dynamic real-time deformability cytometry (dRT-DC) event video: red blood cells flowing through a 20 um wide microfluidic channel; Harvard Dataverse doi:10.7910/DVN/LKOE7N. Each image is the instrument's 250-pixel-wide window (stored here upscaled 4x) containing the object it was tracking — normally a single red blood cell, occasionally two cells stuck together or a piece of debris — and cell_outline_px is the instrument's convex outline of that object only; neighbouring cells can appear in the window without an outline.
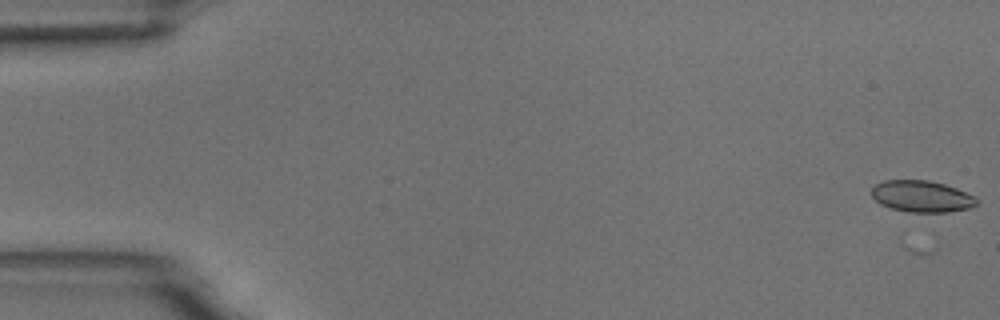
{"species": "common noctule bat (a hibernating species)", "species_latin": "Nyctalus noctula", "temperature_condition": "room temperature", "stored_images_in_passage": 57, "camera_frame_rate_fps": 3000, "um_per_image_px": 0.085, "animal": {"sex": "male", "body_mass_g": 18.8}, "frame": {"image": 1, "passage_image": 3, "time_ms": 0.667, "image_size_px": [1000, 320], "cell_outline_px": [[980, 200], [976, 204], [968, 208], [948, 212], [908, 212], [892, 208], [880, 204], [872, 196], [872, 188], [876, 184], [884, 180], [928, 180], [944, 184], [956, 188]], "centroid_in_image_um": [78.33, 16.69], "position_along_channel_um": 6.7, "area_um2": 19.13}}
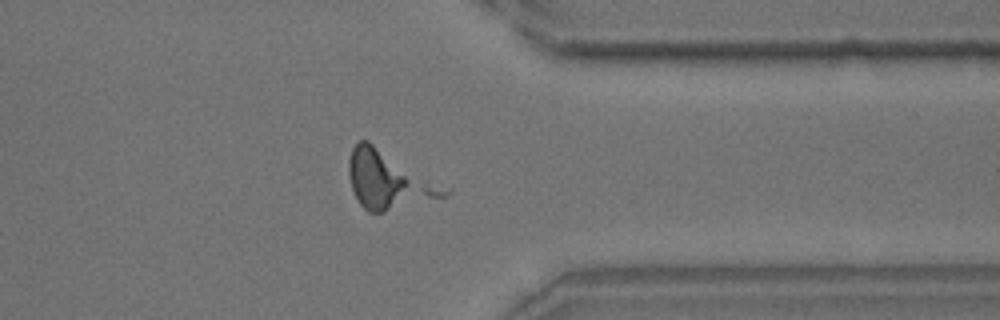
{"frame": {"image": 2, "passage_image": 46, "time_ms": 15.0, "image_size_px": [1000, 320], "cell_outline_px": [[452, 192], [448, 196], [384, 212], [368, 212], [360, 204], [352, 188], [348, 172], [348, 160], [352, 148], [360, 140], [368, 140], [452, 188]], "centroid_in_image_um": [33.09, 15.3], "position_along_channel_um": 378.3, "area_um2": 32.6}}
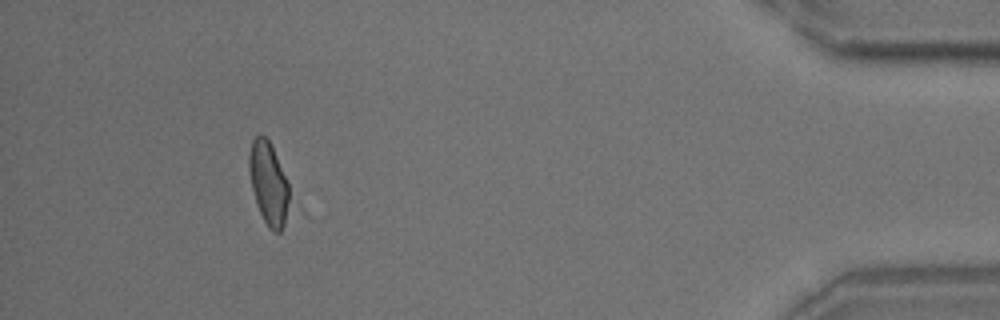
{"frame": {"image": 3, "passage_image": 53, "time_ms": 17.333, "image_size_px": [1000, 320], "cell_outline_px": [[308, 216], [280, 232], [272, 232], [268, 228], [260, 212], [252, 188], [248, 172], [248, 156], [252, 140], [256, 136], [264, 136], [268, 140]], "centroid_in_image_um": [23.19, 15.96], "position_along_channel_um": 412.0, "area_um2": 23.29}}